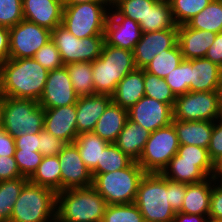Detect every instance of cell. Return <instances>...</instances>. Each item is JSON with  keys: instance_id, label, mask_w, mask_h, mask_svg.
<instances>
[{"instance_id": "6da1fadb", "label": "cell", "mask_w": 222, "mask_h": 222, "mask_svg": "<svg viewBox=\"0 0 222 222\" xmlns=\"http://www.w3.org/2000/svg\"><path fill=\"white\" fill-rule=\"evenodd\" d=\"M48 73L34 58H9L0 65V96L39 101Z\"/></svg>"}, {"instance_id": "7a4b0ae2", "label": "cell", "mask_w": 222, "mask_h": 222, "mask_svg": "<svg viewBox=\"0 0 222 222\" xmlns=\"http://www.w3.org/2000/svg\"><path fill=\"white\" fill-rule=\"evenodd\" d=\"M107 203L93 186L57 192L56 222H102Z\"/></svg>"}, {"instance_id": "3957f363", "label": "cell", "mask_w": 222, "mask_h": 222, "mask_svg": "<svg viewBox=\"0 0 222 222\" xmlns=\"http://www.w3.org/2000/svg\"><path fill=\"white\" fill-rule=\"evenodd\" d=\"M135 69L133 51L104 42L101 55L92 62L95 94L112 96L120 80Z\"/></svg>"}, {"instance_id": "277c9868", "label": "cell", "mask_w": 222, "mask_h": 222, "mask_svg": "<svg viewBox=\"0 0 222 222\" xmlns=\"http://www.w3.org/2000/svg\"><path fill=\"white\" fill-rule=\"evenodd\" d=\"M1 128L14 139L44 129V108L38 101L0 96Z\"/></svg>"}, {"instance_id": "5b68a950", "label": "cell", "mask_w": 222, "mask_h": 222, "mask_svg": "<svg viewBox=\"0 0 222 222\" xmlns=\"http://www.w3.org/2000/svg\"><path fill=\"white\" fill-rule=\"evenodd\" d=\"M169 201V179L161 173H145L135 199L145 222H173L176 212Z\"/></svg>"}, {"instance_id": "8992f818", "label": "cell", "mask_w": 222, "mask_h": 222, "mask_svg": "<svg viewBox=\"0 0 222 222\" xmlns=\"http://www.w3.org/2000/svg\"><path fill=\"white\" fill-rule=\"evenodd\" d=\"M57 193L27 182L12 210L10 222H56Z\"/></svg>"}, {"instance_id": "52a82bcc", "label": "cell", "mask_w": 222, "mask_h": 222, "mask_svg": "<svg viewBox=\"0 0 222 222\" xmlns=\"http://www.w3.org/2000/svg\"><path fill=\"white\" fill-rule=\"evenodd\" d=\"M143 168L134 161L129 167L101 174H92L93 187L107 205L135 202L138 186L145 175Z\"/></svg>"}, {"instance_id": "ba28073f", "label": "cell", "mask_w": 222, "mask_h": 222, "mask_svg": "<svg viewBox=\"0 0 222 222\" xmlns=\"http://www.w3.org/2000/svg\"><path fill=\"white\" fill-rule=\"evenodd\" d=\"M110 8L109 2L64 4L61 25L79 39L104 36Z\"/></svg>"}, {"instance_id": "9c48e42d", "label": "cell", "mask_w": 222, "mask_h": 222, "mask_svg": "<svg viewBox=\"0 0 222 222\" xmlns=\"http://www.w3.org/2000/svg\"><path fill=\"white\" fill-rule=\"evenodd\" d=\"M179 142L174 125L157 129L150 134L137 163L146 173H162L177 154Z\"/></svg>"}, {"instance_id": "30bf717a", "label": "cell", "mask_w": 222, "mask_h": 222, "mask_svg": "<svg viewBox=\"0 0 222 222\" xmlns=\"http://www.w3.org/2000/svg\"><path fill=\"white\" fill-rule=\"evenodd\" d=\"M51 40L60 52L64 65L73 62H93L101 55L104 44V36L79 39L62 25L52 30Z\"/></svg>"}, {"instance_id": "8fae6325", "label": "cell", "mask_w": 222, "mask_h": 222, "mask_svg": "<svg viewBox=\"0 0 222 222\" xmlns=\"http://www.w3.org/2000/svg\"><path fill=\"white\" fill-rule=\"evenodd\" d=\"M221 118L217 91L187 92L176 96L173 119L179 121H216Z\"/></svg>"}, {"instance_id": "7c38bea8", "label": "cell", "mask_w": 222, "mask_h": 222, "mask_svg": "<svg viewBox=\"0 0 222 222\" xmlns=\"http://www.w3.org/2000/svg\"><path fill=\"white\" fill-rule=\"evenodd\" d=\"M52 31L23 19L9 28V58H33L51 40Z\"/></svg>"}, {"instance_id": "4fadbf2b", "label": "cell", "mask_w": 222, "mask_h": 222, "mask_svg": "<svg viewBox=\"0 0 222 222\" xmlns=\"http://www.w3.org/2000/svg\"><path fill=\"white\" fill-rule=\"evenodd\" d=\"M79 95L73 89L65 66L49 71L43 93L38 101L42 108H57L73 105Z\"/></svg>"}, {"instance_id": "5bb4252c", "label": "cell", "mask_w": 222, "mask_h": 222, "mask_svg": "<svg viewBox=\"0 0 222 222\" xmlns=\"http://www.w3.org/2000/svg\"><path fill=\"white\" fill-rule=\"evenodd\" d=\"M128 119L152 133L172 123L173 109L168 104L143 96L128 109Z\"/></svg>"}, {"instance_id": "9a60e30c", "label": "cell", "mask_w": 222, "mask_h": 222, "mask_svg": "<svg viewBox=\"0 0 222 222\" xmlns=\"http://www.w3.org/2000/svg\"><path fill=\"white\" fill-rule=\"evenodd\" d=\"M57 156L61 168V191L93 185L91 171L86 167L74 143L66 144Z\"/></svg>"}, {"instance_id": "2e32d148", "label": "cell", "mask_w": 222, "mask_h": 222, "mask_svg": "<svg viewBox=\"0 0 222 222\" xmlns=\"http://www.w3.org/2000/svg\"><path fill=\"white\" fill-rule=\"evenodd\" d=\"M141 35L139 23L122 16L113 6L110 8L104 31L106 44L133 51Z\"/></svg>"}, {"instance_id": "e0dca14e", "label": "cell", "mask_w": 222, "mask_h": 222, "mask_svg": "<svg viewBox=\"0 0 222 222\" xmlns=\"http://www.w3.org/2000/svg\"><path fill=\"white\" fill-rule=\"evenodd\" d=\"M178 41V29L142 33L133 55L137 69H144L163 50L173 48Z\"/></svg>"}, {"instance_id": "ac0fdd59", "label": "cell", "mask_w": 222, "mask_h": 222, "mask_svg": "<svg viewBox=\"0 0 222 222\" xmlns=\"http://www.w3.org/2000/svg\"><path fill=\"white\" fill-rule=\"evenodd\" d=\"M44 129L67 144L73 143L78 136L76 104L44 108Z\"/></svg>"}, {"instance_id": "d6986e66", "label": "cell", "mask_w": 222, "mask_h": 222, "mask_svg": "<svg viewBox=\"0 0 222 222\" xmlns=\"http://www.w3.org/2000/svg\"><path fill=\"white\" fill-rule=\"evenodd\" d=\"M217 170L214 162H188L180 161L176 154L162 171L166 179L173 181L195 184L216 176Z\"/></svg>"}, {"instance_id": "ffe728a7", "label": "cell", "mask_w": 222, "mask_h": 222, "mask_svg": "<svg viewBox=\"0 0 222 222\" xmlns=\"http://www.w3.org/2000/svg\"><path fill=\"white\" fill-rule=\"evenodd\" d=\"M63 0H22L23 18L49 30L61 25Z\"/></svg>"}, {"instance_id": "44dd1931", "label": "cell", "mask_w": 222, "mask_h": 222, "mask_svg": "<svg viewBox=\"0 0 222 222\" xmlns=\"http://www.w3.org/2000/svg\"><path fill=\"white\" fill-rule=\"evenodd\" d=\"M112 103L109 95L79 96L76 103V123L78 134L92 132L98 119Z\"/></svg>"}, {"instance_id": "7402d4cb", "label": "cell", "mask_w": 222, "mask_h": 222, "mask_svg": "<svg viewBox=\"0 0 222 222\" xmlns=\"http://www.w3.org/2000/svg\"><path fill=\"white\" fill-rule=\"evenodd\" d=\"M217 33L190 28L187 24L178 26V45L185 60L204 58Z\"/></svg>"}, {"instance_id": "603a6c76", "label": "cell", "mask_w": 222, "mask_h": 222, "mask_svg": "<svg viewBox=\"0 0 222 222\" xmlns=\"http://www.w3.org/2000/svg\"><path fill=\"white\" fill-rule=\"evenodd\" d=\"M222 68L206 58L190 59V92L217 91Z\"/></svg>"}, {"instance_id": "cb8c5ba5", "label": "cell", "mask_w": 222, "mask_h": 222, "mask_svg": "<svg viewBox=\"0 0 222 222\" xmlns=\"http://www.w3.org/2000/svg\"><path fill=\"white\" fill-rule=\"evenodd\" d=\"M143 96H145L144 69L136 68L124 76L117 84L116 90L112 95V102L128 110Z\"/></svg>"}, {"instance_id": "d4e9b609", "label": "cell", "mask_w": 222, "mask_h": 222, "mask_svg": "<svg viewBox=\"0 0 222 222\" xmlns=\"http://www.w3.org/2000/svg\"><path fill=\"white\" fill-rule=\"evenodd\" d=\"M216 181V176H212L199 183L187 184L186 195L180 212L208 216L212 186Z\"/></svg>"}, {"instance_id": "484cf974", "label": "cell", "mask_w": 222, "mask_h": 222, "mask_svg": "<svg viewBox=\"0 0 222 222\" xmlns=\"http://www.w3.org/2000/svg\"><path fill=\"white\" fill-rule=\"evenodd\" d=\"M179 145H196L208 149L214 121H179L172 119Z\"/></svg>"}, {"instance_id": "4316f807", "label": "cell", "mask_w": 222, "mask_h": 222, "mask_svg": "<svg viewBox=\"0 0 222 222\" xmlns=\"http://www.w3.org/2000/svg\"><path fill=\"white\" fill-rule=\"evenodd\" d=\"M151 132L127 119L115 145L134 161H138Z\"/></svg>"}, {"instance_id": "83f0119b", "label": "cell", "mask_w": 222, "mask_h": 222, "mask_svg": "<svg viewBox=\"0 0 222 222\" xmlns=\"http://www.w3.org/2000/svg\"><path fill=\"white\" fill-rule=\"evenodd\" d=\"M127 119L128 110L112 102L98 119L92 132L108 143H115Z\"/></svg>"}, {"instance_id": "f1b7e54d", "label": "cell", "mask_w": 222, "mask_h": 222, "mask_svg": "<svg viewBox=\"0 0 222 222\" xmlns=\"http://www.w3.org/2000/svg\"><path fill=\"white\" fill-rule=\"evenodd\" d=\"M142 33L178 29L171 11L169 0H158L149 8L144 21L139 22Z\"/></svg>"}, {"instance_id": "f546056e", "label": "cell", "mask_w": 222, "mask_h": 222, "mask_svg": "<svg viewBox=\"0 0 222 222\" xmlns=\"http://www.w3.org/2000/svg\"><path fill=\"white\" fill-rule=\"evenodd\" d=\"M73 143L77 146L83 162L91 172L97 167L103 149L109 144L93 132L78 134Z\"/></svg>"}, {"instance_id": "4dcf8cb0", "label": "cell", "mask_w": 222, "mask_h": 222, "mask_svg": "<svg viewBox=\"0 0 222 222\" xmlns=\"http://www.w3.org/2000/svg\"><path fill=\"white\" fill-rule=\"evenodd\" d=\"M29 182L51 188L56 193L61 191V168L58 156H45Z\"/></svg>"}, {"instance_id": "1f68e13d", "label": "cell", "mask_w": 222, "mask_h": 222, "mask_svg": "<svg viewBox=\"0 0 222 222\" xmlns=\"http://www.w3.org/2000/svg\"><path fill=\"white\" fill-rule=\"evenodd\" d=\"M186 24L192 29L222 32V0H212Z\"/></svg>"}, {"instance_id": "d6a6232c", "label": "cell", "mask_w": 222, "mask_h": 222, "mask_svg": "<svg viewBox=\"0 0 222 222\" xmlns=\"http://www.w3.org/2000/svg\"><path fill=\"white\" fill-rule=\"evenodd\" d=\"M67 68L73 89L79 96L95 95L92 62H73Z\"/></svg>"}, {"instance_id": "836d02e7", "label": "cell", "mask_w": 222, "mask_h": 222, "mask_svg": "<svg viewBox=\"0 0 222 222\" xmlns=\"http://www.w3.org/2000/svg\"><path fill=\"white\" fill-rule=\"evenodd\" d=\"M28 181L26 177L0 181V222H10L13 206Z\"/></svg>"}, {"instance_id": "e575fe53", "label": "cell", "mask_w": 222, "mask_h": 222, "mask_svg": "<svg viewBox=\"0 0 222 222\" xmlns=\"http://www.w3.org/2000/svg\"><path fill=\"white\" fill-rule=\"evenodd\" d=\"M184 60L178 43L169 50H163L144 68L150 74L165 78Z\"/></svg>"}, {"instance_id": "d590c367", "label": "cell", "mask_w": 222, "mask_h": 222, "mask_svg": "<svg viewBox=\"0 0 222 222\" xmlns=\"http://www.w3.org/2000/svg\"><path fill=\"white\" fill-rule=\"evenodd\" d=\"M134 162L114 143H109L102 152L100 162L91 174L109 173L129 167Z\"/></svg>"}, {"instance_id": "8d00e7d4", "label": "cell", "mask_w": 222, "mask_h": 222, "mask_svg": "<svg viewBox=\"0 0 222 222\" xmlns=\"http://www.w3.org/2000/svg\"><path fill=\"white\" fill-rule=\"evenodd\" d=\"M144 89L145 96L168 104L173 109L176 96L164 78H159L144 70Z\"/></svg>"}, {"instance_id": "74e56055", "label": "cell", "mask_w": 222, "mask_h": 222, "mask_svg": "<svg viewBox=\"0 0 222 222\" xmlns=\"http://www.w3.org/2000/svg\"><path fill=\"white\" fill-rule=\"evenodd\" d=\"M212 0H169L172 16L177 26L186 24Z\"/></svg>"}, {"instance_id": "f35d334b", "label": "cell", "mask_w": 222, "mask_h": 222, "mask_svg": "<svg viewBox=\"0 0 222 222\" xmlns=\"http://www.w3.org/2000/svg\"><path fill=\"white\" fill-rule=\"evenodd\" d=\"M102 222H145L138 206L129 204L107 205Z\"/></svg>"}, {"instance_id": "ab89813d", "label": "cell", "mask_w": 222, "mask_h": 222, "mask_svg": "<svg viewBox=\"0 0 222 222\" xmlns=\"http://www.w3.org/2000/svg\"><path fill=\"white\" fill-rule=\"evenodd\" d=\"M158 0H118L113 7L124 17L139 23Z\"/></svg>"}, {"instance_id": "60d3db41", "label": "cell", "mask_w": 222, "mask_h": 222, "mask_svg": "<svg viewBox=\"0 0 222 222\" xmlns=\"http://www.w3.org/2000/svg\"><path fill=\"white\" fill-rule=\"evenodd\" d=\"M164 79L175 96L190 92V60L184 59Z\"/></svg>"}, {"instance_id": "b9f144b4", "label": "cell", "mask_w": 222, "mask_h": 222, "mask_svg": "<svg viewBox=\"0 0 222 222\" xmlns=\"http://www.w3.org/2000/svg\"><path fill=\"white\" fill-rule=\"evenodd\" d=\"M23 19L22 0H0V26L11 28Z\"/></svg>"}, {"instance_id": "7bdbcfd3", "label": "cell", "mask_w": 222, "mask_h": 222, "mask_svg": "<svg viewBox=\"0 0 222 222\" xmlns=\"http://www.w3.org/2000/svg\"><path fill=\"white\" fill-rule=\"evenodd\" d=\"M43 155L37 151L15 150L14 158L20 170L21 176L30 178L39 164L42 162Z\"/></svg>"}, {"instance_id": "ee69618b", "label": "cell", "mask_w": 222, "mask_h": 222, "mask_svg": "<svg viewBox=\"0 0 222 222\" xmlns=\"http://www.w3.org/2000/svg\"><path fill=\"white\" fill-rule=\"evenodd\" d=\"M33 58L48 71H52L64 66L60 56V52L58 51L55 43L52 40L42 46L34 54Z\"/></svg>"}, {"instance_id": "f6af8a7d", "label": "cell", "mask_w": 222, "mask_h": 222, "mask_svg": "<svg viewBox=\"0 0 222 222\" xmlns=\"http://www.w3.org/2000/svg\"><path fill=\"white\" fill-rule=\"evenodd\" d=\"M66 144V142L52 135L45 129L39 132V152L44 157L58 155Z\"/></svg>"}, {"instance_id": "bcb514c9", "label": "cell", "mask_w": 222, "mask_h": 222, "mask_svg": "<svg viewBox=\"0 0 222 222\" xmlns=\"http://www.w3.org/2000/svg\"><path fill=\"white\" fill-rule=\"evenodd\" d=\"M177 155L180 161L213 162L209 157L208 149L196 145H179Z\"/></svg>"}, {"instance_id": "7dc6e473", "label": "cell", "mask_w": 222, "mask_h": 222, "mask_svg": "<svg viewBox=\"0 0 222 222\" xmlns=\"http://www.w3.org/2000/svg\"><path fill=\"white\" fill-rule=\"evenodd\" d=\"M208 154L215 165L222 160V118L214 121Z\"/></svg>"}, {"instance_id": "c3c4849f", "label": "cell", "mask_w": 222, "mask_h": 222, "mask_svg": "<svg viewBox=\"0 0 222 222\" xmlns=\"http://www.w3.org/2000/svg\"><path fill=\"white\" fill-rule=\"evenodd\" d=\"M209 221L222 222V186L216 181L210 196Z\"/></svg>"}, {"instance_id": "681fc988", "label": "cell", "mask_w": 222, "mask_h": 222, "mask_svg": "<svg viewBox=\"0 0 222 222\" xmlns=\"http://www.w3.org/2000/svg\"><path fill=\"white\" fill-rule=\"evenodd\" d=\"M186 183H181L169 179V203L172 209L177 213L180 212L183 200L186 195Z\"/></svg>"}, {"instance_id": "f907efd6", "label": "cell", "mask_w": 222, "mask_h": 222, "mask_svg": "<svg viewBox=\"0 0 222 222\" xmlns=\"http://www.w3.org/2000/svg\"><path fill=\"white\" fill-rule=\"evenodd\" d=\"M22 177L14 156H0V181Z\"/></svg>"}, {"instance_id": "816d5d0a", "label": "cell", "mask_w": 222, "mask_h": 222, "mask_svg": "<svg viewBox=\"0 0 222 222\" xmlns=\"http://www.w3.org/2000/svg\"><path fill=\"white\" fill-rule=\"evenodd\" d=\"M16 150L39 152V133L25 134L15 138Z\"/></svg>"}, {"instance_id": "f5cc1de1", "label": "cell", "mask_w": 222, "mask_h": 222, "mask_svg": "<svg viewBox=\"0 0 222 222\" xmlns=\"http://www.w3.org/2000/svg\"><path fill=\"white\" fill-rule=\"evenodd\" d=\"M204 58L222 68V32L217 33L214 42L208 48Z\"/></svg>"}, {"instance_id": "db71d44e", "label": "cell", "mask_w": 222, "mask_h": 222, "mask_svg": "<svg viewBox=\"0 0 222 222\" xmlns=\"http://www.w3.org/2000/svg\"><path fill=\"white\" fill-rule=\"evenodd\" d=\"M16 150L15 139L0 128V156H14Z\"/></svg>"}, {"instance_id": "11a10c76", "label": "cell", "mask_w": 222, "mask_h": 222, "mask_svg": "<svg viewBox=\"0 0 222 222\" xmlns=\"http://www.w3.org/2000/svg\"><path fill=\"white\" fill-rule=\"evenodd\" d=\"M9 59V28L0 26V65Z\"/></svg>"}, {"instance_id": "9f6ffc18", "label": "cell", "mask_w": 222, "mask_h": 222, "mask_svg": "<svg viewBox=\"0 0 222 222\" xmlns=\"http://www.w3.org/2000/svg\"><path fill=\"white\" fill-rule=\"evenodd\" d=\"M173 222H209V216L177 212L173 218Z\"/></svg>"}, {"instance_id": "6f0895ef", "label": "cell", "mask_w": 222, "mask_h": 222, "mask_svg": "<svg viewBox=\"0 0 222 222\" xmlns=\"http://www.w3.org/2000/svg\"><path fill=\"white\" fill-rule=\"evenodd\" d=\"M64 4H80L87 2H109V0H63Z\"/></svg>"}, {"instance_id": "680465c9", "label": "cell", "mask_w": 222, "mask_h": 222, "mask_svg": "<svg viewBox=\"0 0 222 222\" xmlns=\"http://www.w3.org/2000/svg\"><path fill=\"white\" fill-rule=\"evenodd\" d=\"M217 94H218V101H219V107H220L221 118H222V76L217 87Z\"/></svg>"}, {"instance_id": "91938a15", "label": "cell", "mask_w": 222, "mask_h": 222, "mask_svg": "<svg viewBox=\"0 0 222 222\" xmlns=\"http://www.w3.org/2000/svg\"><path fill=\"white\" fill-rule=\"evenodd\" d=\"M216 179H217V182L222 186V171H217Z\"/></svg>"}, {"instance_id": "94428289", "label": "cell", "mask_w": 222, "mask_h": 222, "mask_svg": "<svg viewBox=\"0 0 222 222\" xmlns=\"http://www.w3.org/2000/svg\"><path fill=\"white\" fill-rule=\"evenodd\" d=\"M217 171H222V160L216 165Z\"/></svg>"}, {"instance_id": "6125c7cd", "label": "cell", "mask_w": 222, "mask_h": 222, "mask_svg": "<svg viewBox=\"0 0 222 222\" xmlns=\"http://www.w3.org/2000/svg\"><path fill=\"white\" fill-rule=\"evenodd\" d=\"M118 0H109L110 6L112 7Z\"/></svg>"}, {"instance_id": "be15d7a7", "label": "cell", "mask_w": 222, "mask_h": 222, "mask_svg": "<svg viewBox=\"0 0 222 222\" xmlns=\"http://www.w3.org/2000/svg\"><path fill=\"white\" fill-rule=\"evenodd\" d=\"M0 128H1V110H0Z\"/></svg>"}]
</instances>
